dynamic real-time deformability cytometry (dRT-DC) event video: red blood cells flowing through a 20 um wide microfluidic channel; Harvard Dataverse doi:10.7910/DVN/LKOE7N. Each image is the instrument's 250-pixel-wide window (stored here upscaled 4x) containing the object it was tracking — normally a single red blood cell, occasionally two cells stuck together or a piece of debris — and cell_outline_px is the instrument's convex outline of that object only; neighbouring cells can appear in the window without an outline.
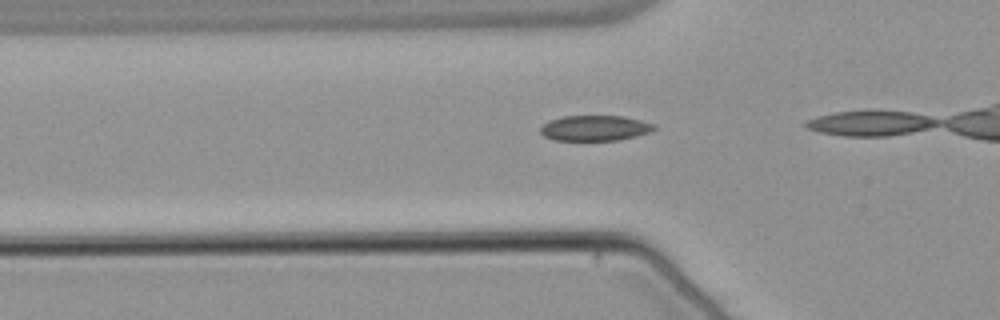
{"species": "common noctule bat (a hibernating species)", "species_latin": "Nyctalus noctula", "temperature_condition": "warm", "stored_images_in_passage": 29, "camera_frame_rate_fps": 3000, "um_per_image_px": 0.085, "animal": {"sex": "male", "body_mass_g": 21.5, "forearm_length_mm": 52.0}, "frame": {"image": 1, "passage_image": 5, "time_ms": 1.333, "image_size_px": [1000, 320], "cell_outline_px": [[656, 128], [648, 132], [636, 136], [620, 140], [556, 140], [544, 136], [540, 132], [540, 128], [548, 120], [564, 116], [624, 116], [656, 124]], "centroid_in_image_um": [50.57, 10.88], "position_along_channel_um": 75.2, "area_um2": 16.82}}
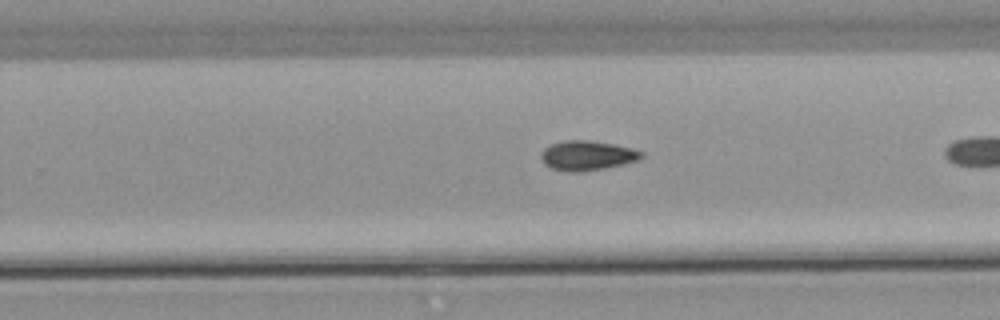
{"frame": {"image": 2, "passage_image": 21, "time_ms": 6.667, "image_size_px": [1000, 320], "cell_outline_px": [[644, 156], [636, 160], [624, 164], [584, 172], [572, 172], [552, 168], [544, 164], [540, 156], [540, 152], [544, 148], [552, 144], [564, 140], [588, 140], [612, 144], [632, 148], [644, 152]], "centroid_in_image_um": [49.9, 13.22], "position_along_channel_um": 279.9, "area_um2": 17.34}}